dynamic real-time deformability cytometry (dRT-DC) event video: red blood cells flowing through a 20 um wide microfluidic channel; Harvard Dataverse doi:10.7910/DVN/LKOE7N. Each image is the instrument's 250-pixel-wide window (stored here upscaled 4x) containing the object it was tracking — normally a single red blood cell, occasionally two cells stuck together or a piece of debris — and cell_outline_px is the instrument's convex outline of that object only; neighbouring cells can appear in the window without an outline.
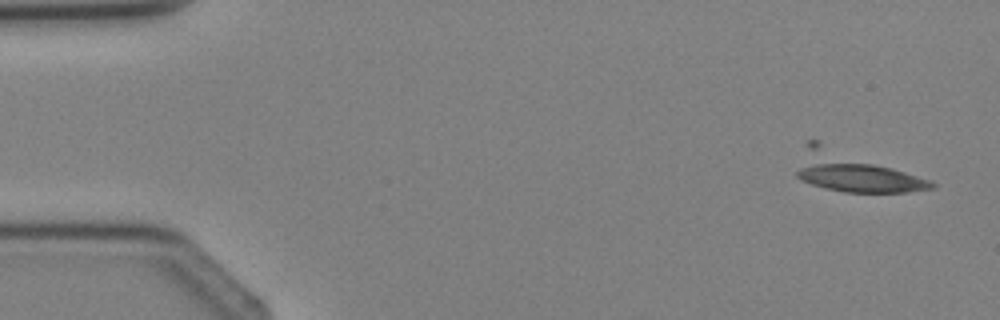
{"species": "Egyptian fruit bat (a non-hibernating species)", "species_latin": "Rousettus aegyptiacus", "temperature_condition": "cold", "stored_images_in_passage": 5, "camera_frame_rate_fps": 3000, "um_per_image_px": 0.085, "animal": {"sex": "female"}, "frame": {"image": 1, "passage_image": 2, "time_ms": 1.0, "image_size_px": [1000, 320], "cell_outline_px": [[936, 188], [908, 192], [844, 192], [824, 188], [800, 180], [796, 176], [796, 172], [804, 144], [808, 140], [816, 140], [932, 180], [936, 184]], "centroid_in_image_um": [72.58, 14.61], "position_along_channel_um": 12.4, "area_um2": 31.04}}